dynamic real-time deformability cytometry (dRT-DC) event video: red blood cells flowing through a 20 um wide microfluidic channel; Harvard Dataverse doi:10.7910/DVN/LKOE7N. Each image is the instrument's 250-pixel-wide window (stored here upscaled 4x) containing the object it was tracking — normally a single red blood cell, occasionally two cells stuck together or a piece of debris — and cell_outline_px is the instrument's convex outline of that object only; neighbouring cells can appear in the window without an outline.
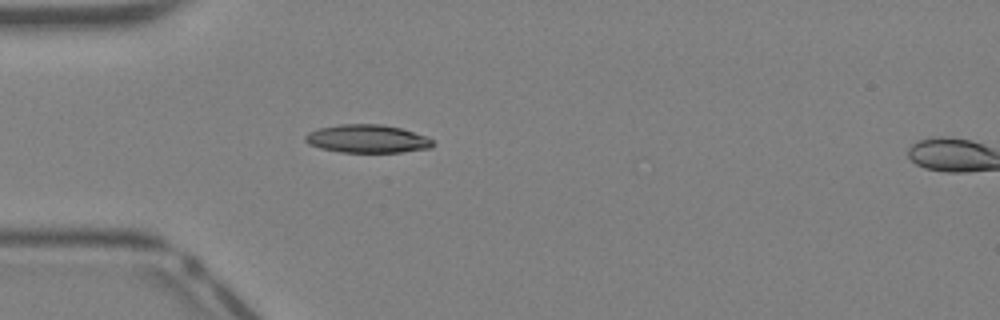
{"species": "Egyptian fruit bat (a non-hibernating species)", "species_latin": "Rousettus aegyptiacus", "temperature_condition": "warm", "stored_images_in_passage": 29, "camera_frame_rate_fps": 3000, "um_per_image_px": 0.085, "animal": {"sex": "female"}, "frame": {"image": 1, "passage_image": 1, "time_ms": 0.0, "image_size_px": [1000, 320], "cell_outline_px": [[432, 148], [400, 152], [340, 152], [320, 148], [308, 144], [304, 140], [304, 136], [308, 132], [316, 128], [340, 124], [384, 124], [400, 128], [428, 136], [432, 140]], "centroid_in_image_um": [31.19, 11.79], "position_along_channel_um": 53.8, "area_um2": 21.1}}
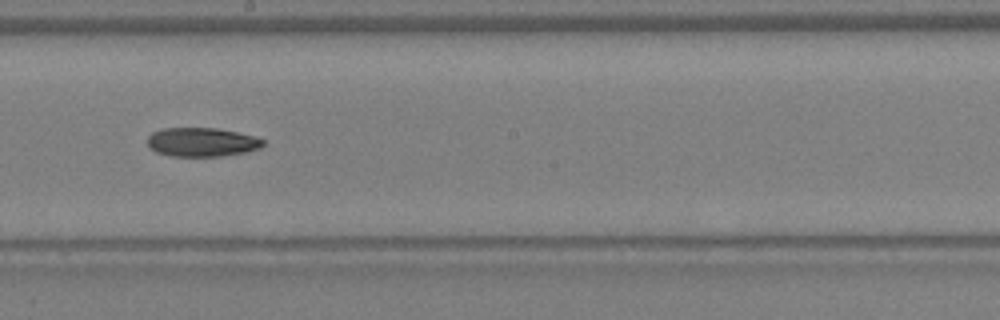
{"frame": {"image": 2, "passage_image": 12, "time_ms": 3.667, "image_size_px": [1000, 320], "cell_outline_px": [[264, 144], [260, 148], [244, 152], [220, 156], [172, 156], [156, 152], [148, 148], [148, 136], [152, 132], [164, 128], [216, 128], [236, 132], [252, 136], [264, 140]], "centroid_in_image_um": [17.11, 12.08], "position_along_channel_um": 231.1, "area_um2": 19.36}}
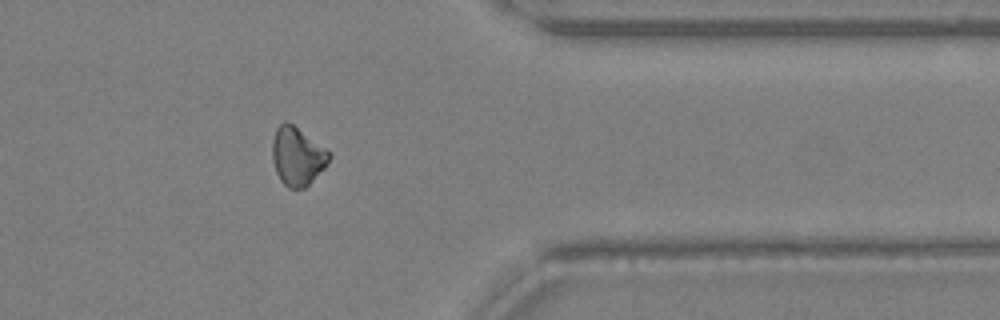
{"frame": {"image": 3, "passage_image": 22, "time_ms": 7.0, "image_size_px": [1000, 320], "cell_outline_px": [[332, 156], [328, 164], [304, 188], [288, 188], [280, 180], [276, 172], [272, 160], [272, 140], [276, 128], [284, 120], [288, 120], [332, 152]], "centroid_in_image_um": [25.28, 13.24], "position_along_channel_um": 386.1, "area_um2": 19.65}}